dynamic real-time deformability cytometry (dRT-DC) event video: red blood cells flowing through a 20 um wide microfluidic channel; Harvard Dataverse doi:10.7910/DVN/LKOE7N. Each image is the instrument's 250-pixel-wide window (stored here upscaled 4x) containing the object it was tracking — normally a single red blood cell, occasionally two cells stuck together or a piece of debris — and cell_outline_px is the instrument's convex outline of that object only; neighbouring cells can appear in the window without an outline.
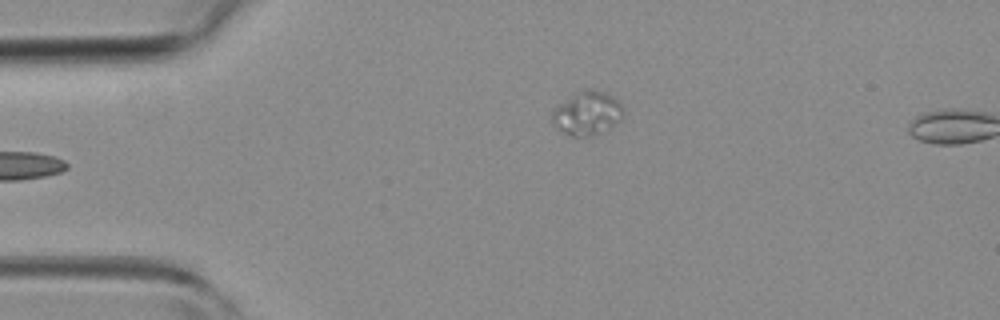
{"species": "common noctule bat (a hibernating species)", "species_latin": "Nyctalus noctula", "temperature_condition": "room temperature", "stored_images_in_passage": 3, "segment_of_instrument_passage": [2, 2], "camera_frame_rate_fps": 3000, "um_per_image_px": 0.085, "animal": {"sex": "female", "body_mass_g": 19.3, "forearm_length_mm": 54.1}, "frame": {"image": 1, "passage_image": 3, "time_ms": 2.333, "image_size_px": [1000, 320], "cell_outline_px": [[624, 116], [620, 120], [608, 128], [588, 136], [572, 136], [556, 128], [552, 124], [552, 108], [584, 88], [592, 88], [608, 92], [620, 100], [624, 108]], "centroid_in_image_um": [49.93, 9.58], "position_along_channel_um": 35.1, "area_um2": 18.38}}